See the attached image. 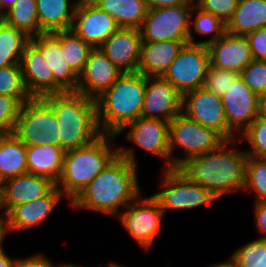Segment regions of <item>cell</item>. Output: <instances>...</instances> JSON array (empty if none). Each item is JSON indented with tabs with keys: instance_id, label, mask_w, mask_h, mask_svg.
<instances>
[{
	"instance_id": "6da1fadb",
	"label": "cell",
	"mask_w": 266,
	"mask_h": 267,
	"mask_svg": "<svg viewBox=\"0 0 266 267\" xmlns=\"http://www.w3.org/2000/svg\"><path fill=\"white\" fill-rule=\"evenodd\" d=\"M134 150L118 147V155L89 183L70 204L116 216L140 193ZM120 210V211H119Z\"/></svg>"
},
{
	"instance_id": "7a4b0ae2",
	"label": "cell",
	"mask_w": 266,
	"mask_h": 267,
	"mask_svg": "<svg viewBox=\"0 0 266 267\" xmlns=\"http://www.w3.org/2000/svg\"><path fill=\"white\" fill-rule=\"evenodd\" d=\"M238 139L226 140L217 149L187 158L176 169L218 199L244 188L247 154L234 149ZM231 145V148L228 145ZM229 149V150H228Z\"/></svg>"
},
{
	"instance_id": "3957f363",
	"label": "cell",
	"mask_w": 266,
	"mask_h": 267,
	"mask_svg": "<svg viewBox=\"0 0 266 267\" xmlns=\"http://www.w3.org/2000/svg\"><path fill=\"white\" fill-rule=\"evenodd\" d=\"M147 77L139 72L123 73L96 101L101 133L116 135L125 125L141 117Z\"/></svg>"
},
{
	"instance_id": "277c9868",
	"label": "cell",
	"mask_w": 266,
	"mask_h": 267,
	"mask_svg": "<svg viewBox=\"0 0 266 267\" xmlns=\"http://www.w3.org/2000/svg\"><path fill=\"white\" fill-rule=\"evenodd\" d=\"M116 136L102 133L89 144L65 151L62 172L56 187L70 204L89 183L118 155L113 147Z\"/></svg>"
},
{
	"instance_id": "5b68a950",
	"label": "cell",
	"mask_w": 266,
	"mask_h": 267,
	"mask_svg": "<svg viewBox=\"0 0 266 267\" xmlns=\"http://www.w3.org/2000/svg\"><path fill=\"white\" fill-rule=\"evenodd\" d=\"M58 122L60 147L64 151L85 146L102 133L97 122L96 101L78 92L43 97Z\"/></svg>"
},
{
	"instance_id": "8992f818",
	"label": "cell",
	"mask_w": 266,
	"mask_h": 267,
	"mask_svg": "<svg viewBox=\"0 0 266 267\" xmlns=\"http://www.w3.org/2000/svg\"><path fill=\"white\" fill-rule=\"evenodd\" d=\"M226 140L215 130L179 113L169 122L170 168H177L187 158H194L217 149ZM182 149V157L173 158L175 149Z\"/></svg>"
},
{
	"instance_id": "52a82bcc",
	"label": "cell",
	"mask_w": 266,
	"mask_h": 267,
	"mask_svg": "<svg viewBox=\"0 0 266 267\" xmlns=\"http://www.w3.org/2000/svg\"><path fill=\"white\" fill-rule=\"evenodd\" d=\"M192 9L193 5L148 9L139 28L142 42L176 40L198 44L191 31Z\"/></svg>"
},
{
	"instance_id": "ba28073f",
	"label": "cell",
	"mask_w": 266,
	"mask_h": 267,
	"mask_svg": "<svg viewBox=\"0 0 266 267\" xmlns=\"http://www.w3.org/2000/svg\"><path fill=\"white\" fill-rule=\"evenodd\" d=\"M13 134L25 145L60 147L56 115L43 98H32L22 105Z\"/></svg>"
},
{
	"instance_id": "9c48e42d",
	"label": "cell",
	"mask_w": 266,
	"mask_h": 267,
	"mask_svg": "<svg viewBox=\"0 0 266 267\" xmlns=\"http://www.w3.org/2000/svg\"><path fill=\"white\" fill-rule=\"evenodd\" d=\"M162 171L163 179L160 184L163 190L152 196L158 201L164 213L168 209L189 210L218 200L208 189L188 180L176 168H163Z\"/></svg>"
},
{
	"instance_id": "30bf717a",
	"label": "cell",
	"mask_w": 266,
	"mask_h": 267,
	"mask_svg": "<svg viewBox=\"0 0 266 267\" xmlns=\"http://www.w3.org/2000/svg\"><path fill=\"white\" fill-rule=\"evenodd\" d=\"M142 197L140 193L117 217L131 237L148 252L161 226L164 211L152 195Z\"/></svg>"
},
{
	"instance_id": "8fae6325",
	"label": "cell",
	"mask_w": 266,
	"mask_h": 267,
	"mask_svg": "<svg viewBox=\"0 0 266 267\" xmlns=\"http://www.w3.org/2000/svg\"><path fill=\"white\" fill-rule=\"evenodd\" d=\"M209 65L207 45L188 43L180 50L163 78L183 95L202 87Z\"/></svg>"
},
{
	"instance_id": "7c38bea8",
	"label": "cell",
	"mask_w": 266,
	"mask_h": 267,
	"mask_svg": "<svg viewBox=\"0 0 266 267\" xmlns=\"http://www.w3.org/2000/svg\"><path fill=\"white\" fill-rule=\"evenodd\" d=\"M182 113L199 124L211 128L225 140L237 139L229 128L225 117L222 97L203 87L182 95Z\"/></svg>"
},
{
	"instance_id": "4fadbf2b",
	"label": "cell",
	"mask_w": 266,
	"mask_h": 267,
	"mask_svg": "<svg viewBox=\"0 0 266 267\" xmlns=\"http://www.w3.org/2000/svg\"><path fill=\"white\" fill-rule=\"evenodd\" d=\"M222 103L228 128L234 134H242L257 118L258 96L240 75L223 94Z\"/></svg>"
},
{
	"instance_id": "5bb4252c",
	"label": "cell",
	"mask_w": 266,
	"mask_h": 267,
	"mask_svg": "<svg viewBox=\"0 0 266 267\" xmlns=\"http://www.w3.org/2000/svg\"><path fill=\"white\" fill-rule=\"evenodd\" d=\"M129 129L126 139L147 152L165 159L170 169L169 122L162 119L139 117L125 125L115 136Z\"/></svg>"
},
{
	"instance_id": "9a60e30c",
	"label": "cell",
	"mask_w": 266,
	"mask_h": 267,
	"mask_svg": "<svg viewBox=\"0 0 266 267\" xmlns=\"http://www.w3.org/2000/svg\"><path fill=\"white\" fill-rule=\"evenodd\" d=\"M182 112V95L163 77H147L141 117L170 122Z\"/></svg>"
},
{
	"instance_id": "2e32d148",
	"label": "cell",
	"mask_w": 266,
	"mask_h": 267,
	"mask_svg": "<svg viewBox=\"0 0 266 267\" xmlns=\"http://www.w3.org/2000/svg\"><path fill=\"white\" fill-rule=\"evenodd\" d=\"M119 26L94 3L77 5L71 29L93 49L99 48Z\"/></svg>"
},
{
	"instance_id": "e0dca14e",
	"label": "cell",
	"mask_w": 266,
	"mask_h": 267,
	"mask_svg": "<svg viewBox=\"0 0 266 267\" xmlns=\"http://www.w3.org/2000/svg\"><path fill=\"white\" fill-rule=\"evenodd\" d=\"M122 74L123 72L103 52L98 48L93 49L78 77L76 92L95 100L112 86Z\"/></svg>"
},
{
	"instance_id": "ac0fdd59",
	"label": "cell",
	"mask_w": 266,
	"mask_h": 267,
	"mask_svg": "<svg viewBox=\"0 0 266 267\" xmlns=\"http://www.w3.org/2000/svg\"><path fill=\"white\" fill-rule=\"evenodd\" d=\"M20 66L25 86L32 98H43L64 91L53 81V73L40 50L29 41L23 51Z\"/></svg>"
},
{
	"instance_id": "d6986e66",
	"label": "cell",
	"mask_w": 266,
	"mask_h": 267,
	"mask_svg": "<svg viewBox=\"0 0 266 267\" xmlns=\"http://www.w3.org/2000/svg\"><path fill=\"white\" fill-rule=\"evenodd\" d=\"M61 191L56 185L43 197L12 207L6 213L4 229L7 233L19 232L43 224L60 203Z\"/></svg>"
},
{
	"instance_id": "ffe728a7",
	"label": "cell",
	"mask_w": 266,
	"mask_h": 267,
	"mask_svg": "<svg viewBox=\"0 0 266 267\" xmlns=\"http://www.w3.org/2000/svg\"><path fill=\"white\" fill-rule=\"evenodd\" d=\"M141 44L139 29L119 27L98 49L123 73L137 72Z\"/></svg>"
},
{
	"instance_id": "44dd1931",
	"label": "cell",
	"mask_w": 266,
	"mask_h": 267,
	"mask_svg": "<svg viewBox=\"0 0 266 267\" xmlns=\"http://www.w3.org/2000/svg\"><path fill=\"white\" fill-rule=\"evenodd\" d=\"M30 41L40 50L53 73V81L64 92H76L78 76L68 66L60 46V31L42 33L31 37Z\"/></svg>"
},
{
	"instance_id": "7402d4cb",
	"label": "cell",
	"mask_w": 266,
	"mask_h": 267,
	"mask_svg": "<svg viewBox=\"0 0 266 267\" xmlns=\"http://www.w3.org/2000/svg\"><path fill=\"white\" fill-rule=\"evenodd\" d=\"M210 65L241 73L253 60L248 38L226 32L207 45Z\"/></svg>"
},
{
	"instance_id": "603a6c76",
	"label": "cell",
	"mask_w": 266,
	"mask_h": 267,
	"mask_svg": "<svg viewBox=\"0 0 266 267\" xmlns=\"http://www.w3.org/2000/svg\"><path fill=\"white\" fill-rule=\"evenodd\" d=\"M184 45L176 40L142 42L137 72L145 77H163Z\"/></svg>"
},
{
	"instance_id": "cb8c5ba5",
	"label": "cell",
	"mask_w": 266,
	"mask_h": 267,
	"mask_svg": "<svg viewBox=\"0 0 266 267\" xmlns=\"http://www.w3.org/2000/svg\"><path fill=\"white\" fill-rule=\"evenodd\" d=\"M54 186L49 178L32 173L5 180L3 196L6 213L12 207L45 196Z\"/></svg>"
},
{
	"instance_id": "d4e9b609",
	"label": "cell",
	"mask_w": 266,
	"mask_h": 267,
	"mask_svg": "<svg viewBox=\"0 0 266 267\" xmlns=\"http://www.w3.org/2000/svg\"><path fill=\"white\" fill-rule=\"evenodd\" d=\"M65 151L52 144L26 145L27 171L49 178L55 184L62 172Z\"/></svg>"
},
{
	"instance_id": "484cf974",
	"label": "cell",
	"mask_w": 266,
	"mask_h": 267,
	"mask_svg": "<svg viewBox=\"0 0 266 267\" xmlns=\"http://www.w3.org/2000/svg\"><path fill=\"white\" fill-rule=\"evenodd\" d=\"M36 5L41 34L71 29L76 3L70 0H36Z\"/></svg>"
},
{
	"instance_id": "4316f807",
	"label": "cell",
	"mask_w": 266,
	"mask_h": 267,
	"mask_svg": "<svg viewBox=\"0 0 266 267\" xmlns=\"http://www.w3.org/2000/svg\"><path fill=\"white\" fill-rule=\"evenodd\" d=\"M266 28V0H239L226 32L243 35Z\"/></svg>"
},
{
	"instance_id": "83f0119b",
	"label": "cell",
	"mask_w": 266,
	"mask_h": 267,
	"mask_svg": "<svg viewBox=\"0 0 266 267\" xmlns=\"http://www.w3.org/2000/svg\"><path fill=\"white\" fill-rule=\"evenodd\" d=\"M94 4L122 28L139 29L148 10L145 0H96Z\"/></svg>"
},
{
	"instance_id": "f1b7e54d",
	"label": "cell",
	"mask_w": 266,
	"mask_h": 267,
	"mask_svg": "<svg viewBox=\"0 0 266 267\" xmlns=\"http://www.w3.org/2000/svg\"><path fill=\"white\" fill-rule=\"evenodd\" d=\"M28 173L26 145L13 133L0 135V175L4 180Z\"/></svg>"
},
{
	"instance_id": "f546056e",
	"label": "cell",
	"mask_w": 266,
	"mask_h": 267,
	"mask_svg": "<svg viewBox=\"0 0 266 267\" xmlns=\"http://www.w3.org/2000/svg\"><path fill=\"white\" fill-rule=\"evenodd\" d=\"M0 19L30 38L41 34L36 0H18Z\"/></svg>"
},
{
	"instance_id": "4dcf8cb0",
	"label": "cell",
	"mask_w": 266,
	"mask_h": 267,
	"mask_svg": "<svg viewBox=\"0 0 266 267\" xmlns=\"http://www.w3.org/2000/svg\"><path fill=\"white\" fill-rule=\"evenodd\" d=\"M30 41L23 31L0 19V68L20 64L26 44Z\"/></svg>"
},
{
	"instance_id": "1f68e13d",
	"label": "cell",
	"mask_w": 266,
	"mask_h": 267,
	"mask_svg": "<svg viewBox=\"0 0 266 267\" xmlns=\"http://www.w3.org/2000/svg\"><path fill=\"white\" fill-rule=\"evenodd\" d=\"M60 46L68 66L79 77L93 48L70 29L60 31Z\"/></svg>"
},
{
	"instance_id": "d6a6232c",
	"label": "cell",
	"mask_w": 266,
	"mask_h": 267,
	"mask_svg": "<svg viewBox=\"0 0 266 267\" xmlns=\"http://www.w3.org/2000/svg\"><path fill=\"white\" fill-rule=\"evenodd\" d=\"M0 95L13 96L23 104L32 99L25 86L20 64L0 68Z\"/></svg>"
},
{
	"instance_id": "836d02e7",
	"label": "cell",
	"mask_w": 266,
	"mask_h": 267,
	"mask_svg": "<svg viewBox=\"0 0 266 267\" xmlns=\"http://www.w3.org/2000/svg\"><path fill=\"white\" fill-rule=\"evenodd\" d=\"M194 11H197L195 20H192ZM193 24L194 31L200 35L213 34L211 39L203 40L198 44L208 45L211 42L217 41L226 33V24L218 17L210 12H206L201 8L193 5L190 15V25Z\"/></svg>"
},
{
	"instance_id": "e575fe53",
	"label": "cell",
	"mask_w": 266,
	"mask_h": 267,
	"mask_svg": "<svg viewBox=\"0 0 266 267\" xmlns=\"http://www.w3.org/2000/svg\"><path fill=\"white\" fill-rule=\"evenodd\" d=\"M243 190L255 192V202L266 200V159L248 156Z\"/></svg>"
},
{
	"instance_id": "d590c367",
	"label": "cell",
	"mask_w": 266,
	"mask_h": 267,
	"mask_svg": "<svg viewBox=\"0 0 266 267\" xmlns=\"http://www.w3.org/2000/svg\"><path fill=\"white\" fill-rule=\"evenodd\" d=\"M230 259L237 267H266V239H254L233 252Z\"/></svg>"
},
{
	"instance_id": "8d00e7d4",
	"label": "cell",
	"mask_w": 266,
	"mask_h": 267,
	"mask_svg": "<svg viewBox=\"0 0 266 267\" xmlns=\"http://www.w3.org/2000/svg\"><path fill=\"white\" fill-rule=\"evenodd\" d=\"M241 136L239 143L247 140L251 145L250 150H245L247 156L266 159V120L257 117Z\"/></svg>"
},
{
	"instance_id": "74e56055",
	"label": "cell",
	"mask_w": 266,
	"mask_h": 267,
	"mask_svg": "<svg viewBox=\"0 0 266 267\" xmlns=\"http://www.w3.org/2000/svg\"><path fill=\"white\" fill-rule=\"evenodd\" d=\"M239 75L240 74L236 71L221 69L209 65L202 87L222 97L228 87L232 85Z\"/></svg>"
},
{
	"instance_id": "f35d334b",
	"label": "cell",
	"mask_w": 266,
	"mask_h": 267,
	"mask_svg": "<svg viewBox=\"0 0 266 267\" xmlns=\"http://www.w3.org/2000/svg\"><path fill=\"white\" fill-rule=\"evenodd\" d=\"M22 105L18 98L0 95V135L14 133Z\"/></svg>"
},
{
	"instance_id": "ab89813d",
	"label": "cell",
	"mask_w": 266,
	"mask_h": 267,
	"mask_svg": "<svg viewBox=\"0 0 266 267\" xmlns=\"http://www.w3.org/2000/svg\"><path fill=\"white\" fill-rule=\"evenodd\" d=\"M240 76L257 96L266 92V61L253 59Z\"/></svg>"
},
{
	"instance_id": "60d3db41",
	"label": "cell",
	"mask_w": 266,
	"mask_h": 267,
	"mask_svg": "<svg viewBox=\"0 0 266 267\" xmlns=\"http://www.w3.org/2000/svg\"><path fill=\"white\" fill-rule=\"evenodd\" d=\"M238 2L239 0H195L194 4L227 24L232 18Z\"/></svg>"
},
{
	"instance_id": "b9f144b4",
	"label": "cell",
	"mask_w": 266,
	"mask_h": 267,
	"mask_svg": "<svg viewBox=\"0 0 266 267\" xmlns=\"http://www.w3.org/2000/svg\"><path fill=\"white\" fill-rule=\"evenodd\" d=\"M246 37L249 41L252 58L266 61V28L255 30Z\"/></svg>"
},
{
	"instance_id": "7bdbcfd3",
	"label": "cell",
	"mask_w": 266,
	"mask_h": 267,
	"mask_svg": "<svg viewBox=\"0 0 266 267\" xmlns=\"http://www.w3.org/2000/svg\"><path fill=\"white\" fill-rule=\"evenodd\" d=\"M51 262V259L40 253L17 259L16 267H58Z\"/></svg>"
},
{
	"instance_id": "ee69618b",
	"label": "cell",
	"mask_w": 266,
	"mask_h": 267,
	"mask_svg": "<svg viewBox=\"0 0 266 267\" xmlns=\"http://www.w3.org/2000/svg\"><path fill=\"white\" fill-rule=\"evenodd\" d=\"M255 204L254 216L258 232L262 235L258 239H266V200L255 202Z\"/></svg>"
},
{
	"instance_id": "f6af8a7d",
	"label": "cell",
	"mask_w": 266,
	"mask_h": 267,
	"mask_svg": "<svg viewBox=\"0 0 266 267\" xmlns=\"http://www.w3.org/2000/svg\"><path fill=\"white\" fill-rule=\"evenodd\" d=\"M148 9L180 6V5H194L191 0H145Z\"/></svg>"
},
{
	"instance_id": "bcb514c9",
	"label": "cell",
	"mask_w": 266,
	"mask_h": 267,
	"mask_svg": "<svg viewBox=\"0 0 266 267\" xmlns=\"http://www.w3.org/2000/svg\"><path fill=\"white\" fill-rule=\"evenodd\" d=\"M257 117L266 120V92L258 96Z\"/></svg>"
},
{
	"instance_id": "7dc6e473",
	"label": "cell",
	"mask_w": 266,
	"mask_h": 267,
	"mask_svg": "<svg viewBox=\"0 0 266 267\" xmlns=\"http://www.w3.org/2000/svg\"><path fill=\"white\" fill-rule=\"evenodd\" d=\"M17 258L13 259L6 254L3 247L0 249V267H16Z\"/></svg>"
},
{
	"instance_id": "c3c4849f",
	"label": "cell",
	"mask_w": 266,
	"mask_h": 267,
	"mask_svg": "<svg viewBox=\"0 0 266 267\" xmlns=\"http://www.w3.org/2000/svg\"><path fill=\"white\" fill-rule=\"evenodd\" d=\"M18 0H0V17L8 11Z\"/></svg>"
},
{
	"instance_id": "681fc988",
	"label": "cell",
	"mask_w": 266,
	"mask_h": 267,
	"mask_svg": "<svg viewBox=\"0 0 266 267\" xmlns=\"http://www.w3.org/2000/svg\"><path fill=\"white\" fill-rule=\"evenodd\" d=\"M3 192L4 191H0V210L1 209L4 210V212L3 211L1 212V215H3V216H0V227H4L5 220H6V209H5V206H4Z\"/></svg>"
},
{
	"instance_id": "f907efd6",
	"label": "cell",
	"mask_w": 266,
	"mask_h": 267,
	"mask_svg": "<svg viewBox=\"0 0 266 267\" xmlns=\"http://www.w3.org/2000/svg\"><path fill=\"white\" fill-rule=\"evenodd\" d=\"M210 267H237V266L231 259H229L225 262L213 264Z\"/></svg>"
},
{
	"instance_id": "816d5d0a",
	"label": "cell",
	"mask_w": 266,
	"mask_h": 267,
	"mask_svg": "<svg viewBox=\"0 0 266 267\" xmlns=\"http://www.w3.org/2000/svg\"><path fill=\"white\" fill-rule=\"evenodd\" d=\"M7 232L5 231L4 227H0V249L3 247L2 243L5 240V235Z\"/></svg>"
},
{
	"instance_id": "f5cc1de1",
	"label": "cell",
	"mask_w": 266,
	"mask_h": 267,
	"mask_svg": "<svg viewBox=\"0 0 266 267\" xmlns=\"http://www.w3.org/2000/svg\"><path fill=\"white\" fill-rule=\"evenodd\" d=\"M76 5H81V4H92L95 3L96 0H77L75 1Z\"/></svg>"
},
{
	"instance_id": "db71d44e",
	"label": "cell",
	"mask_w": 266,
	"mask_h": 267,
	"mask_svg": "<svg viewBox=\"0 0 266 267\" xmlns=\"http://www.w3.org/2000/svg\"><path fill=\"white\" fill-rule=\"evenodd\" d=\"M60 267H81V266H77L76 264H68V263H64V264H60Z\"/></svg>"
},
{
	"instance_id": "11a10c76",
	"label": "cell",
	"mask_w": 266,
	"mask_h": 267,
	"mask_svg": "<svg viewBox=\"0 0 266 267\" xmlns=\"http://www.w3.org/2000/svg\"><path fill=\"white\" fill-rule=\"evenodd\" d=\"M5 180L0 175V191H4Z\"/></svg>"
},
{
	"instance_id": "9f6ffc18",
	"label": "cell",
	"mask_w": 266,
	"mask_h": 267,
	"mask_svg": "<svg viewBox=\"0 0 266 267\" xmlns=\"http://www.w3.org/2000/svg\"><path fill=\"white\" fill-rule=\"evenodd\" d=\"M110 267H126V266H123V265H119L118 263H116V262H111V264H110Z\"/></svg>"
}]
</instances>
